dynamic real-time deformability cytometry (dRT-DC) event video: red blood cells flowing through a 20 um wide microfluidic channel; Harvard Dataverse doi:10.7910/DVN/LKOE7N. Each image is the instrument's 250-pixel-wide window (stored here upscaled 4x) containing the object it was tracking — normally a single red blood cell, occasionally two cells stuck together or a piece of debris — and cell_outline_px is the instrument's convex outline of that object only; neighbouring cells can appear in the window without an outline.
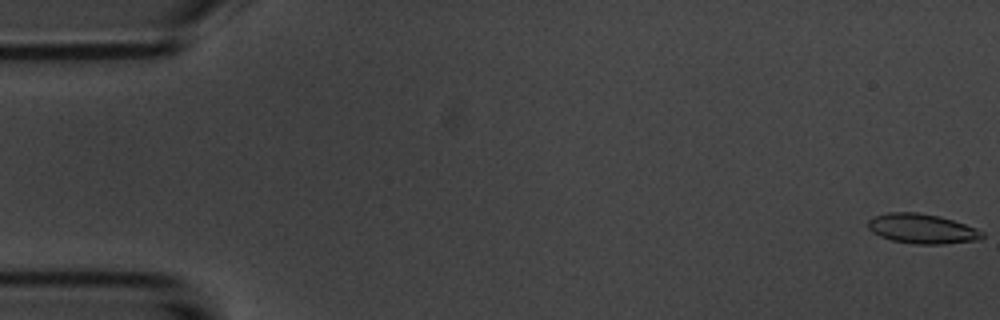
{"species": "common noctule bat (a hibernating species)", "species_latin": "Nyctalus noctula", "temperature_condition": "room temperature", "stored_images_in_passage": 54, "camera_frame_rate_fps": 3000, "um_per_image_px": 0.085, "animal": {"sex": "male", "body_mass_g": 20.1, "forearm_length_mm": 53.5}, "frame": {"image": 1, "passage_image": 1, "time_ms": 0.0, "image_size_px": [1000, 320], "cell_outline_px": [[984, 236], [980, 240], [944, 244], [912, 244], [892, 240], [880, 236], [872, 232], [868, 228], [868, 220], [872, 216], [888, 212], [916, 212], [940, 216], [976, 228], [984, 232]], "centroid_in_image_um": [78.37, 19.44], "position_along_channel_um": 6.6, "area_um2": 19.94}}
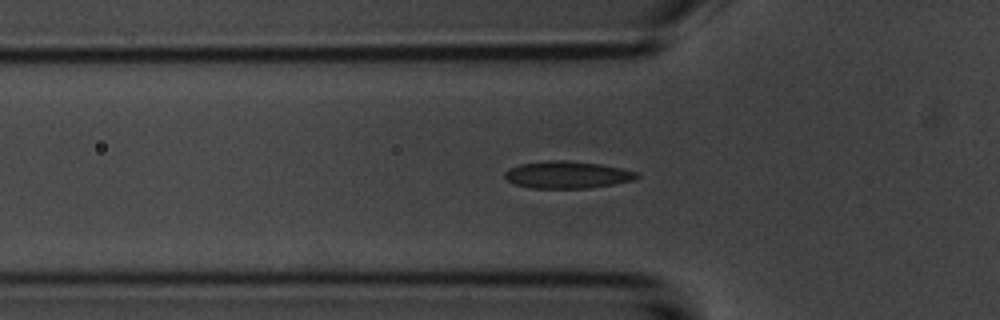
{"frame": {"image": 2, "passage_image": 18, "time_ms": 5.667, "image_size_px": [1000, 320], "cell_outline_px": [[640, 176], [636, 180], [588, 188], [528, 188], [516, 184], [508, 180], [504, 176], [504, 172], [508, 168], [520, 164], [548, 160], [564, 160], [600, 164], [620, 168], [636, 172]], "centroid_in_image_um": [48.2, 14.85], "position_along_channel_um": 77.6, "area_um2": 20.87}}
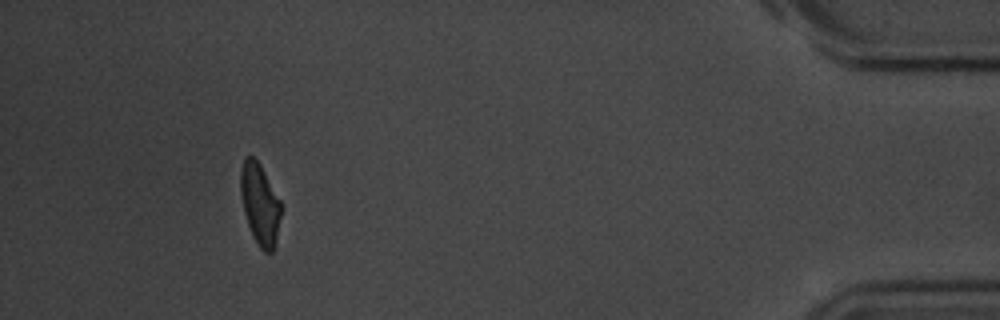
{"frame": {"image": 3, "passage_image": 50, "time_ms": 16.333, "image_size_px": [1000, 320], "cell_outline_px": [[280, 216], [276, 244], [272, 252], [264, 252], [260, 248], [252, 236], [244, 212], [240, 192], [240, 172], [244, 156], [252, 156], [260, 164], [280, 200]], "centroid_in_image_um": [22.08, 17.35], "position_along_channel_um": 413.1, "area_um2": 19.07}, "authors_computed_cell_mechanics": {"area_um2": 20.1144, "velocity_mm_per_s": 3.7299, "shape_relaxation_time_tau1_ms": 3.6174, "shape_relaxation_time_tau2_ms": 0.9936, "deformation_change_tau1": 0.1344, "deformation_change_tau2": 0.0751}}